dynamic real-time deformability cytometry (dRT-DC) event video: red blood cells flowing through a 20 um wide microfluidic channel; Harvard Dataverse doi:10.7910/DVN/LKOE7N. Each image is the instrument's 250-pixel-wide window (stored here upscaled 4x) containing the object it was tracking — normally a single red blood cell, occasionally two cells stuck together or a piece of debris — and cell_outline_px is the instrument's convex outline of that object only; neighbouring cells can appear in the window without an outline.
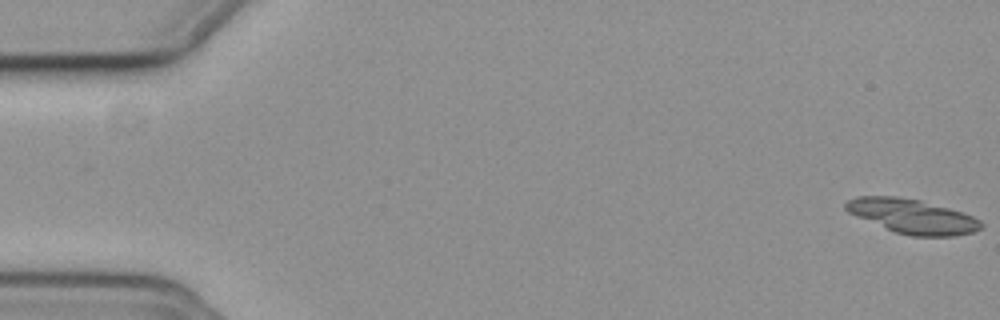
{"species": "common noctule bat (a hibernating species)", "species_latin": "Nyctalus noctula", "temperature_condition": "cold", "stored_images_in_passage": 15, "camera_frame_rate_fps": 3000, "um_per_image_px": 0.085, "animal": {"sex": "female", "body_mass_g": 19.3, "forearm_length_mm": 54.1}, "frame": {"image": 1, "passage_image": 1, "time_ms": 0.0, "image_size_px": [1000, 320], "cell_outline_px": [[984, 224], [980, 228], [972, 232], [952, 236], [912, 236], [896, 232], [856, 216], [848, 212], [844, 208], [844, 204], [848, 200], [856, 196], [896, 196], [920, 200], [948, 208], [972, 216], [980, 220]], "centroid_in_image_um": [77.52, 18.37], "position_along_channel_um": 7.5, "area_um2": 26.76}}